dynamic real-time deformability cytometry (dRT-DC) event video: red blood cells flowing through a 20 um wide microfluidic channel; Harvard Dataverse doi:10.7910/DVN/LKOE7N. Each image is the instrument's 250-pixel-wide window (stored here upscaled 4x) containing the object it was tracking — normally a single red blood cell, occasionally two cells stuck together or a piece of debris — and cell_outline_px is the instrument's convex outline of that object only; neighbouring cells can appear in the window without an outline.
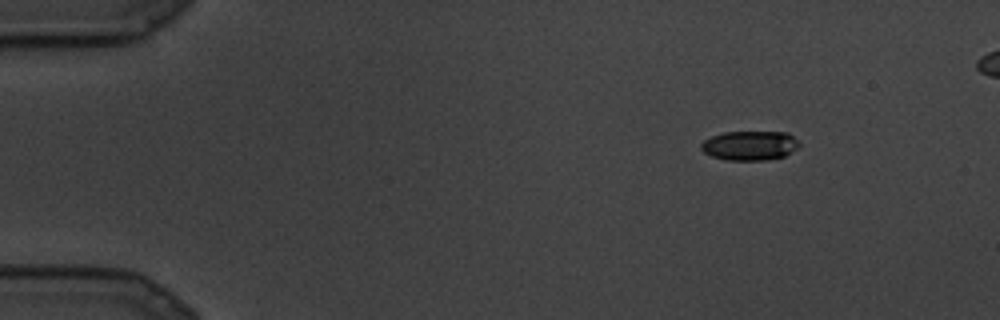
{"species": "common noctule bat (a hibernating species)", "species_latin": "Nyctalus noctula", "temperature_condition": "cold", "stored_images_in_passage": 7, "camera_frame_rate_fps": 3000, "um_per_image_px": 0.085, "animal": {"sex": "male", "body_mass_g": 19.5, "forearm_length_mm": 54.6}, "frame": {"image": 1, "passage_image": 1, "time_ms": 0.0, "image_size_px": [1000, 320], "cell_outline_px": [[800, 144], [796, 148], [784, 156], [768, 160], [724, 160], [712, 156], [704, 152], [700, 148], [700, 144], [704, 140], [712, 136], [724, 132], [788, 132]], "centroid_in_image_um": [63.7, 12.37], "position_along_channel_um": 21.3, "area_um2": 16.76}}